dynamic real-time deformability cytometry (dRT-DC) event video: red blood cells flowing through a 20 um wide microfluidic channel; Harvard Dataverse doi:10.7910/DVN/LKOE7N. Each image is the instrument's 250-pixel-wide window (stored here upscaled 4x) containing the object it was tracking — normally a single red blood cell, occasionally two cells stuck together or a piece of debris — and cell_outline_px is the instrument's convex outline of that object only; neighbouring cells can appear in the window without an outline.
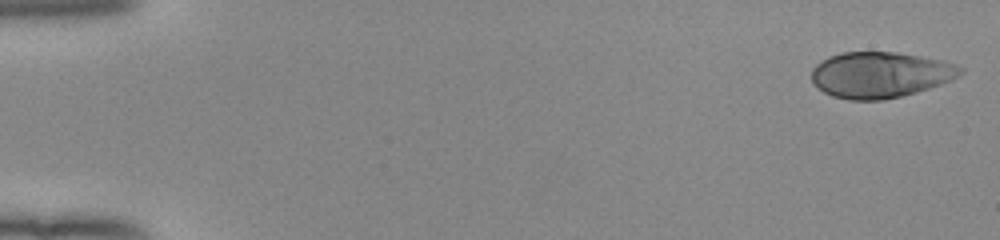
{"species": "human", "species_latin": "Homo sapiens", "temperature_condition": "room temperature", "stored_images_in_passage": 51, "camera_frame_rate_fps": 3000, "um_per_image_px": 0.085, "donor": {"sex": "female"}, "frame": {"image": 1, "passage_image": 1, "time_ms": 0.0, "image_size_px": [1000, 240], "cell_outline_px": [[964, 72], [940, 84], [916, 92], [900, 96], [880, 100], [848, 100], [832, 96], [824, 92], [812, 80], [812, 68], [820, 60], [828, 56], [840, 52], [896, 52], [944, 60], [956, 64], [964, 68]], "centroid_in_image_um": [74.8, 6.34], "position_along_channel_um": 10.2, "area_um2": 39.77}}
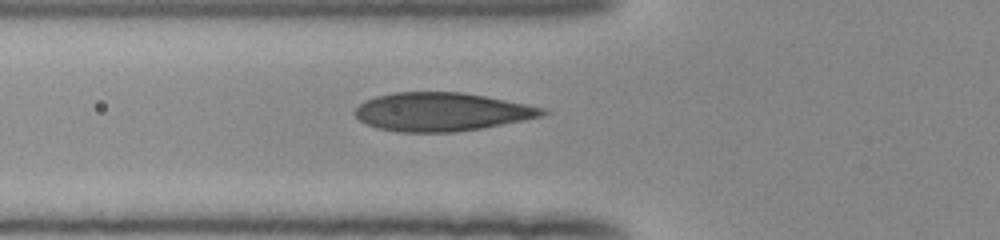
{"frame": {"image": 2, "passage_image": 19, "time_ms": 6.0, "image_size_px": [1000, 240], "cell_outline_px": [[548, 112], [544, 116], [480, 128], [456, 132], [400, 132], [376, 128], [364, 124], [352, 112], [364, 100], [376, 96], [396, 92], [460, 92], [484, 96], [548, 108]], "centroid_in_image_um": [37.51, 9.51], "position_along_channel_um": 88.3, "area_um2": 42.08}}
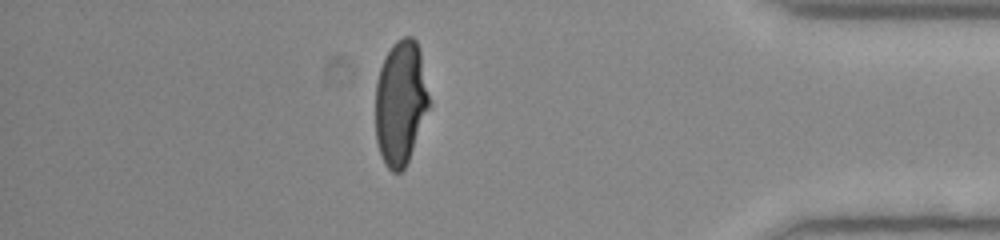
{"frame": {"image": 3, "passage_image": 45, "time_ms": 14.667, "image_size_px": [1000, 240], "cell_outline_px": [[432, 104], [408, 160], [404, 168], [400, 172], [392, 172], [384, 164], [376, 140], [376, 80], [380, 68], [392, 44], [396, 40], [404, 36], [412, 36], [416, 40], [420, 48]], "centroid_in_image_um": [34.08, 8.7], "position_along_channel_um": 401.1, "area_um2": 39.54}, "authors_computed_cell_mechanics": {"area_um2": 40.5178, "velocity_mm_per_s": 3.98, "shape_relaxation_time_tau1_ms": 5.8992, "shape_relaxation_time_tau2_ms": null, "deformation_change_tau1": 0.2496, "deformation_change_tau2": null}}